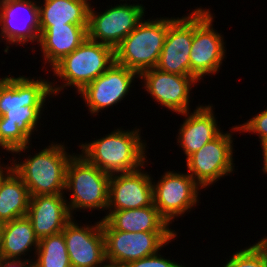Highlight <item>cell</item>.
<instances>
[{
	"instance_id": "1",
	"label": "cell",
	"mask_w": 267,
	"mask_h": 267,
	"mask_svg": "<svg viewBox=\"0 0 267 267\" xmlns=\"http://www.w3.org/2000/svg\"><path fill=\"white\" fill-rule=\"evenodd\" d=\"M53 96L48 79L5 76L0 79V123L17 124L30 140L37 129L46 98Z\"/></svg>"
},
{
	"instance_id": "2",
	"label": "cell",
	"mask_w": 267,
	"mask_h": 267,
	"mask_svg": "<svg viewBox=\"0 0 267 267\" xmlns=\"http://www.w3.org/2000/svg\"><path fill=\"white\" fill-rule=\"evenodd\" d=\"M134 129L117 128L100 139L80 143L81 155L109 175L144 169L147 144L141 139L142 129Z\"/></svg>"
},
{
	"instance_id": "3",
	"label": "cell",
	"mask_w": 267,
	"mask_h": 267,
	"mask_svg": "<svg viewBox=\"0 0 267 267\" xmlns=\"http://www.w3.org/2000/svg\"><path fill=\"white\" fill-rule=\"evenodd\" d=\"M52 143L22 162L13 159V171L23 180L30 196L65 193L66 168L75 153L70 155L65 145Z\"/></svg>"
},
{
	"instance_id": "4",
	"label": "cell",
	"mask_w": 267,
	"mask_h": 267,
	"mask_svg": "<svg viewBox=\"0 0 267 267\" xmlns=\"http://www.w3.org/2000/svg\"><path fill=\"white\" fill-rule=\"evenodd\" d=\"M115 62L114 49L110 46L86 38L84 42L70 54L57 62L51 70L63 84L51 82L54 95H58L65 87H74L80 92L86 85L103 74Z\"/></svg>"
},
{
	"instance_id": "5",
	"label": "cell",
	"mask_w": 267,
	"mask_h": 267,
	"mask_svg": "<svg viewBox=\"0 0 267 267\" xmlns=\"http://www.w3.org/2000/svg\"><path fill=\"white\" fill-rule=\"evenodd\" d=\"M176 18L142 20L114 49L115 63L139 75L157 66L168 26Z\"/></svg>"
},
{
	"instance_id": "6",
	"label": "cell",
	"mask_w": 267,
	"mask_h": 267,
	"mask_svg": "<svg viewBox=\"0 0 267 267\" xmlns=\"http://www.w3.org/2000/svg\"><path fill=\"white\" fill-rule=\"evenodd\" d=\"M110 177L81 154L71 157L66 168L65 191L72 192L69 202L67 199L72 217L77 209L107 211Z\"/></svg>"
},
{
	"instance_id": "7",
	"label": "cell",
	"mask_w": 267,
	"mask_h": 267,
	"mask_svg": "<svg viewBox=\"0 0 267 267\" xmlns=\"http://www.w3.org/2000/svg\"><path fill=\"white\" fill-rule=\"evenodd\" d=\"M105 257L109 266L127 263L154 255L178 237L176 231L125 232L112 229L103 219Z\"/></svg>"
},
{
	"instance_id": "8",
	"label": "cell",
	"mask_w": 267,
	"mask_h": 267,
	"mask_svg": "<svg viewBox=\"0 0 267 267\" xmlns=\"http://www.w3.org/2000/svg\"><path fill=\"white\" fill-rule=\"evenodd\" d=\"M209 9L194 10V32L190 50V76L198 82L206 75L217 74L226 58L224 37L213 28Z\"/></svg>"
},
{
	"instance_id": "9",
	"label": "cell",
	"mask_w": 267,
	"mask_h": 267,
	"mask_svg": "<svg viewBox=\"0 0 267 267\" xmlns=\"http://www.w3.org/2000/svg\"><path fill=\"white\" fill-rule=\"evenodd\" d=\"M90 4L87 38L115 49L144 19L145 6L139 3H120L100 14ZM144 6V7H143Z\"/></svg>"
},
{
	"instance_id": "10",
	"label": "cell",
	"mask_w": 267,
	"mask_h": 267,
	"mask_svg": "<svg viewBox=\"0 0 267 267\" xmlns=\"http://www.w3.org/2000/svg\"><path fill=\"white\" fill-rule=\"evenodd\" d=\"M233 132H221L186 159L188 174L203 189L234 171Z\"/></svg>"
},
{
	"instance_id": "11",
	"label": "cell",
	"mask_w": 267,
	"mask_h": 267,
	"mask_svg": "<svg viewBox=\"0 0 267 267\" xmlns=\"http://www.w3.org/2000/svg\"><path fill=\"white\" fill-rule=\"evenodd\" d=\"M154 206L170 224L199 203L201 187L188 173L166 171L157 182L152 180Z\"/></svg>"
},
{
	"instance_id": "12",
	"label": "cell",
	"mask_w": 267,
	"mask_h": 267,
	"mask_svg": "<svg viewBox=\"0 0 267 267\" xmlns=\"http://www.w3.org/2000/svg\"><path fill=\"white\" fill-rule=\"evenodd\" d=\"M38 5L37 0H0V40H6L8 44L5 45V53H8L10 44L24 45L28 42H37L38 45Z\"/></svg>"
},
{
	"instance_id": "13",
	"label": "cell",
	"mask_w": 267,
	"mask_h": 267,
	"mask_svg": "<svg viewBox=\"0 0 267 267\" xmlns=\"http://www.w3.org/2000/svg\"><path fill=\"white\" fill-rule=\"evenodd\" d=\"M136 78H139L137 72L114 62L77 94H81L90 114L98 115L101 110L120 103L128 95Z\"/></svg>"
},
{
	"instance_id": "14",
	"label": "cell",
	"mask_w": 267,
	"mask_h": 267,
	"mask_svg": "<svg viewBox=\"0 0 267 267\" xmlns=\"http://www.w3.org/2000/svg\"><path fill=\"white\" fill-rule=\"evenodd\" d=\"M74 218L62 231L72 267H106L108 264L101 219L94 225L79 226Z\"/></svg>"
},
{
	"instance_id": "15",
	"label": "cell",
	"mask_w": 267,
	"mask_h": 267,
	"mask_svg": "<svg viewBox=\"0 0 267 267\" xmlns=\"http://www.w3.org/2000/svg\"><path fill=\"white\" fill-rule=\"evenodd\" d=\"M139 78L144 90L162 107L178 115L190 111V91L199 83L193 76H183L152 68L143 71ZM143 80V81H142Z\"/></svg>"
},
{
	"instance_id": "16",
	"label": "cell",
	"mask_w": 267,
	"mask_h": 267,
	"mask_svg": "<svg viewBox=\"0 0 267 267\" xmlns=\"http://www.w3.org/2000/svg\"><path fill=\"white\" fill-rule=\"evenodd\" d=\"M194 32V10L177 17L169 26L163 49L155 68L160 71L190 76V50Z\"/></svg>"
},
{
	"instance_id": "17",
	"label": "cell",
	"mask_w": 267,
	"mask_h": 267,
	"mask_svg": "<svg viewBox=\"0 0 267 267\" xmlns=\"http://www.w3.org/2000/svg\"><path fill=\"white\" fill-rule=\"evenodd\" d=\"M151 174L139 169L113 174L109 180L107 210L138 209L154 204Z\"/></svg>"
},
{
	"instance_id": "18",
	"label": "cell",
	"mask_w": 267,
	"mask_h": 267,
	"mask_svg": "<svg viewBox=\"0 0 267 267\" xmlns=\"http://www.w3.org/2000/svg\"><path fill=\"white\" fill-rule=\"evenodd\" d=\"M64 194L30 196L27 217L40 240L62 232L73 218Z\"/></svg>"
},
{
	"instance_id": "19",
	"label": "cell",
	"mask_w": 267,
	"mask_h": 267,
	"mask_svg": "<svg viewBox=\"0 0 267 267\" xmlns=\"http://www.w3.org/2000/svg\"><path fill=\"white\" fill-rule=\"evenodd\" d=\"M212 105H198L193 112L181 113L185 119L180 125L177 143L184 151L186 159L222 132Z\"/></svg>"
},
{
	"instance_id": "20",
	"label": "cell",
	"mask_w": 267,
	"mask_h": 267,
	"mask_svg": "<svg viewBox=\"0 0 267 267\" xmlns=\"http://www.w3.org/2000/svg\"><path fill=\"white\" fill-rule=\"evenodd\" d=\"M88 25L63 24L51 25L39 37L40 51L44 64L52 68L63 57L79 47L87 38Z\"/></svg>"
},
{
	"instance_id": "21",
	"label": "cell",
	"mask_w": 267,
	"mask_h": 267,
	"mask_svg": "<svg viewBox=\"0 0 267 267\" xmlns=\"http://www.w3.org/2000/svg\"><path fill=\"white\" fill-rule=\"evenodd\" d=\"M103 219L112 229L125 232L175 231L154 206L138 209L108 210Z\"/></svg>"
},
{
	"instance_id": "22",
	"label": "cell",
	"mask_w": 267,
	"mask_h": 267,
	"mask_svg": "<svg viewBox=\"0 0 267 267\" xmlns=\"http://www.w3.org/2000/svg\"><path fill=\"white\" fill-rule=\"evenodd\" d=\"M39 5L40 34L49 26L63 24L88 25V0H44Z\"/></svg>"
},
{
	"instance_id": "23",
	"label": "cell",
	"mask_w": 267,
	"mask_h": 267,
	"mask_svg": "<svg viewBox=\"0 0 267 267\" xmlns=\"http://www.w3.org/2000/svg\"><path fill=\"white\" fill-rule=\"evenodd\" d=\"M38 245L39 239L27 216L4 223L0 258L21 259L22 257L23 259V255L25 257L28 252L35 250L34 253H36Z\"/></svg>"
},
{
	"instance_id": "24",
	"label": "cell",
	"mask_w": 267,
	"mask_h": 267,
	"mask_svg": "<svg viewBox=\"0 0 267 267\" xmlns=\"http://www.w3.org/2000/svg\"><path fill=\"white\" fill-rule=\"evenodd\" d=\"M30 195L23 180L12 171L0 186V220L27 216Z\"/></svg>"
},
{
	"instance_id": "25",
	"label": "cell",
	"mask_w": 267,
	"mask_h": 267,
	"mask_svg": "<svg viewBox=\"0 0 267 267\" xmlns=\"http://www.w3.org/2000/svg\"><path fill=\"white\" fill-rule=\"evenodd\" d=\"M34 267H72L63 232L39 240Z\"/></svg>"
},
{
	"instance_id": "26",
	"label": "cell",
	"mask_w": 267,
	"mask_h": 267,
	"mask_svg": "<svg viewBox=\"0 0 267 267\" xmlns=\"http://www.w3.org/2000/svg\"><path fill=\"white\" fill-rule=\"evenodd\" d=\"M29 140L17 127V124L0 123V146L3 150L18 154L26 152L30 143Z\"/></svg>"
},
{
	"instance_id": "27",
	"label": "cell",
	"mask_w": 267,
	"mask_h": 267,
	"mask_svg": "<svg viewBox=\"0 0 267 267\" xmlns=\"http://www.w3.org/2000/svg\"><path fill=\"white\" fill-rule=\"evenodd\" d=\"M222 267H267L266 260L254 245L236 251Z\"/></svg>"
},
{
	"instance_id": "28",
	"label": "cell",
	"mask_w": 267,
	"mask_h": 267,
	"mask_svg": "<svg viewBox=\"0 0 267 267\" xmlns=\"http://www.w3.org/2000/svg\"><path fill=\"white\" fill-rule=\"evenodd\" d=\"M233 131L253 133L259 136L260 144L267 142V108L247 120L244 124H238L231 128Z\"/></svg>"
},
{
	"instance_id": "29",
	"label": "cell",
	"mask_w": 267,
	"mask_h": 267,
	"mask_svg": "<svg viewBox=\"0 0 267 267\" xmlns=\"http://www.w3.org/2000/svg\"><path fill=\"white\" fill-rule=\"evenodd\" d=\"M180 264L181 263L170 260V258H164V256L160 255V252H158L154 255L129 262L123 267H179Z\"/></svg>"
},
{
	"instance_id": "30",
	"label": "cell",
	"mask_w": 267,
	"mask_h": 267,
	"mask_svg": "<svg viewBox=\"0 0 267 267\" xmlns=\"http://www.w3.org/2000/svg\"><path fill=\"white\" fill-rule=\"evenodd\" d=\"M0 267H34L33 257L32 259H5L0 258Z\"/></svg>"
},
{
	"instance_id": "31",
	"label": "cell",
	"mask_w": 267,
	"mask_h": 267,
	"mask_svg": "<svg viewBox=\"0 0 267 267\" xmlns=\"http://www.w3.org/2000/svg\"><path fill=\"white\" fill-rule=\"evenodd\" d=\"M10 164H3L0 161V186L2 182L8 177V175L13 171V160ZM9 165V166H8Z\"/></svg>"
},
{
	"instance_id": "32",
	"label": "cell",
	"mask_w": 267,
	"mask_h": 267,
	"mask_svg": "<svg viewBox=\"0 0 267 267\" xmlns=\"http://www.w3.org/2000/svg\"><path fill=\"white\" fill-rule=\"evenodd\" d=\"M254 245L260 250V252L263 254L266 263H267V236L261 238L260 241H258L257 243H254Z\"/></svg>"
},
{
	"instance_id": "33",
	"label": "cell",
	"mask_w": 267,
	"mask_h": 267,
	"mask_svg": "<svg viewBox=\"0 0 267 267\" xmlns=\"http://www.w3.org/2000/svg\"><path fill=\"white\" fill-rule=\"evenodd\" d=\"M262 154H263V172L267 174V142L262 143Z\"/></svg>"
},
{
	"instance_id": "34",
	"label": "cell",
	"mask_w": 267,
	"mask_h": 267,
	"mask_svg": "<svg viewBox=\"0 0 267 267\" xmlns=\"http://www.w3.org/2000/svg\"><path fill=\"white\" fill-rule=\"evenodd\" d=\"M3 227H4V222H2L0 220V249H1V245H2V231H3Z\"/></svg>"
},
{
	"instance_id": "35",
	"label": "cell",
	"mask_w": 267,
	"mask_h": 267,
	"mask_svg": "<svg viewBox=\"0 0 267 267\" xmlns=\"http://www.w3.org/2000/svg\"><path fill=\"white\" fill-rule=\"evenodd\" d=\"M121 1H122V2H124V1H125V2H126V4H127V1H128V0H120L119 2H121ZM129 1H130V0H129ZM131 1H132V0H131ZM133 1H135V2H138L137 0H133Z\"/></svg>"
}]
</instances>
